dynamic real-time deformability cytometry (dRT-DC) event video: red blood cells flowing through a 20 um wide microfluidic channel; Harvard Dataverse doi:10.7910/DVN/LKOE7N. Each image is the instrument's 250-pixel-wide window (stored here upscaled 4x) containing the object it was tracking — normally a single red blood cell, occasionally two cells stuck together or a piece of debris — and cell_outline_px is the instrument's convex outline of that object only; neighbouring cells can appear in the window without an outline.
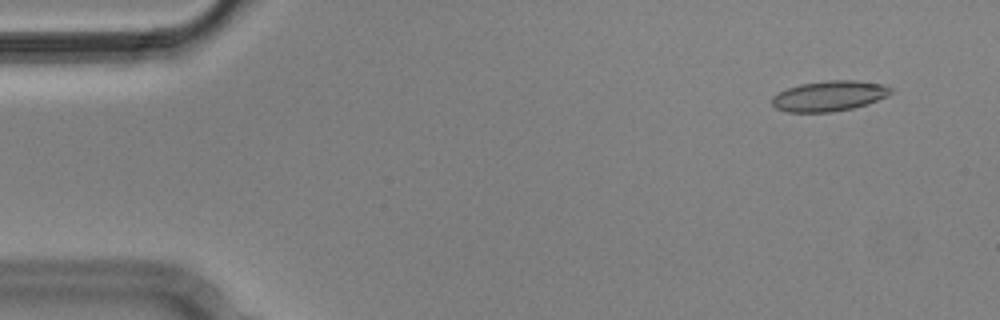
{"species": "Egyptian fruit bat (a non-hibernating species)", "species_latin": "Rousettus aegyptiacus", "temperature_condition": "cold", "stored_images_in_passage": 5, "camera_frame_rate_fps": 3000, "um_per_image_px": 0.085, "animal": {"sex": "male"}, "frame": {"image": 1, "passage_image": 2, "time_ms": 0.333, "image_size_px": [1000, 320], "cell_outline_px": [[892, 92], [888, 96], [868, 104], [852, 108], [832, 112], [788, 112], [776, 108], [772, 104], [772, 96], [788, 88], [800, 84], [824, 80], [856, 80], [880, 84], [892, 88]], "centroid_in_image_um": [70.49, 8.15], "position_along_channel_um": 14.5, "area_um2": 21.04}}